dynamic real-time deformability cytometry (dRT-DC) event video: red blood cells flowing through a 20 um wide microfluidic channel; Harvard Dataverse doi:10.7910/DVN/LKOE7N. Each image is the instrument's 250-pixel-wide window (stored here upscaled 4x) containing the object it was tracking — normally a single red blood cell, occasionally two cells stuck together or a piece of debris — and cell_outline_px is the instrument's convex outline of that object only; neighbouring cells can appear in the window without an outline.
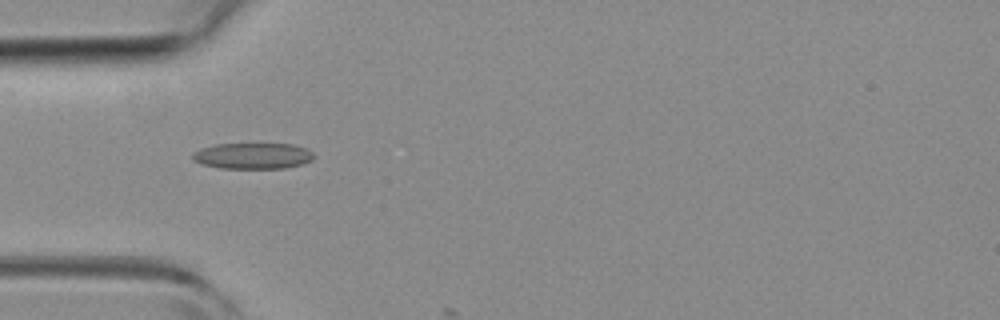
{"species": "common noctule bat (a hibernating species)", "species_latin": "Nyctalus noctula", "temperature_condition": "room temperature", "stored_images_in_passage": 17, "camera_frame_rate_fps": 3000, "um_per_image_px": 0.085, "animal": {"sex": "female", "body_mass_g": 19.3, "forearm_length_mm": 54.1}, "frame": {"image": 1, "passage_image": 14, "time_ms": 4.333, "image_size_px": [1000, 320], "cell_outline_px": [[316, 156], [312, 160], [304, 164], [284, 168], [220, 168], [200, 164], [192, 160], [192, 152], [200, 148], [216, 144], [292, 144], [308, 148]], "centroid_in_image_um": [21.49, 13.25], "position_along_channel_um": 63.5, "area_um2": 18.67}}